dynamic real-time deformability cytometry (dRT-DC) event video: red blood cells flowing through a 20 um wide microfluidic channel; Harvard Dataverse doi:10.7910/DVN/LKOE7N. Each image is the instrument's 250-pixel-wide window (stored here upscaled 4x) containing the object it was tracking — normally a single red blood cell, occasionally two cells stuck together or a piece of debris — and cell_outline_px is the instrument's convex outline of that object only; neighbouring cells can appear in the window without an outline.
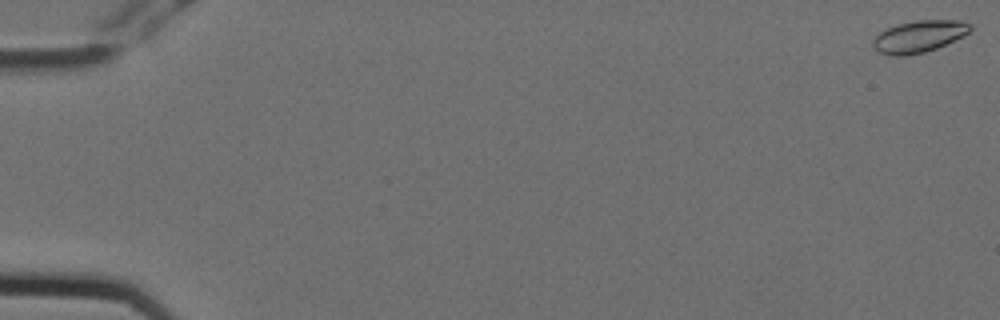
{"species": "Egyptian fruit bat (a non-hibernating species)", "species_latin": "Rousettus aegyptiacus", "temperature_condition": "cold", "stored_images_in_passage": 3, "camera_frame_rate_fps": 3000, "um_per_image_px": 0.085, "animal": {"sex": "female"}, "frame": {"image": 1, "passage_image": 1, "time_ms": 0.0, "image_size_px": [1000, 320], "cell_outline_px": [[972, 28], [964, 36], [936, 48], [924, 52], [904, 56], [888, 56], [880, 52], [872, 44], [872, 40], [880, 32], [896, 24], [916, 20], [960, 20], [972, 24]], "centroid_in_image_um": [78.12, 3.09], "position_along_channel_um": 6.9, "area_um2": 18.09}}